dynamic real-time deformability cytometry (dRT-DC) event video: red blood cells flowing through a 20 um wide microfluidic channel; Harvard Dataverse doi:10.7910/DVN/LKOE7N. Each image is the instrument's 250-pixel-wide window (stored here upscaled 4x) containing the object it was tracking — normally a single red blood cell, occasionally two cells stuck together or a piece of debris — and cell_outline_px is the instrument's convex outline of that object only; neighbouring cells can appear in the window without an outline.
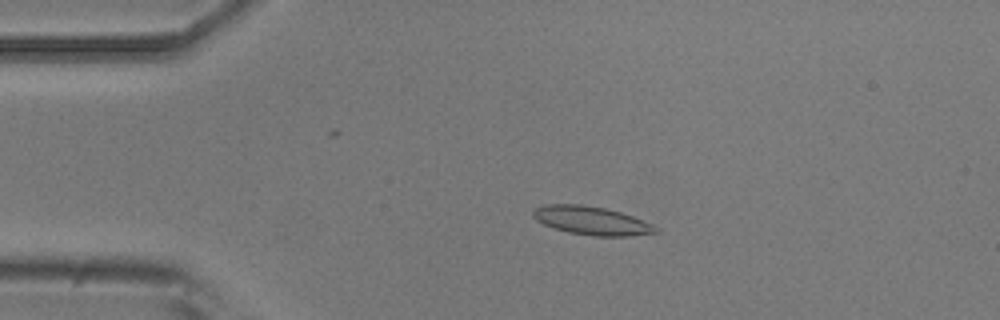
{"species": "common noctule bat (a hibernating species)", "species_latin": "Nyctalus noctula", "temperature_condition": "room temperature", "stored_images_in_passage": 38, "camera_frame_rate_fps": 3000, "um_per_image_px": 0.085, "animal": {"sex": "male", "body_mass_g": 20.5, "forearm_length_mm": 52.5}, "frame": {"image": 1, "passage_image": 10, "time_ms": 3.0, "image_size_px": [1000, 320], "cell_outline_px": [[660, 232], [628, 236], [592, 236], [568, 232], [544, 224], [536, 220], [532, 216], [532, 212], [536, 208], [544, 204], [580, 204], [604, 208], [620, 212], [632, 216], [652, 224], [660, 228]], "centroid_in_image_um": [50.3, 18.75], "position_along_channel_um": 34.7, "area_um2": 20.29}}
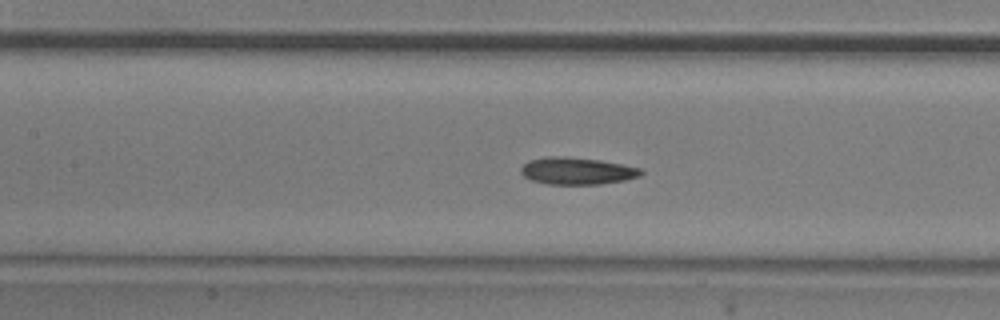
{"frame": {"image": 2, "passage_image": 23, "time_ms": 7.333, "image_size_px": [1000, 320], "cell_outline_px": [[644, 172], [640, 176], [624, 180], [600, 184], [548, 184], [532, 180], [524, 176], [520, 172], [520, 168], [528, 160], [548, 156], [564, 156], [600, 160], [640, 168]], "centroid_in_image_um": [49.02, 14.52], "position_along_channel_um": 158.4, "area_um2": 18.9}}
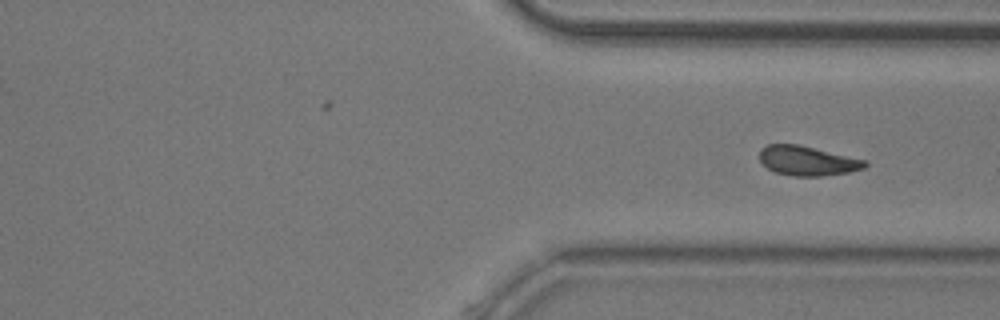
{"frame": {"image": 3, "passage_image": 38, "time_ms": 12.333, "image_size_px": [1000, 320], "cell_outline_px": [[868, 164], [864, 168], [848, 172], [820, 176], [792, 176], [776, 172], [768, 168], [760, 160], [760, 148], [768, 144], [796, 144], [868, 160]], "centroid_in_image_um": [68.64, 13.66], "position_along_channel_um": 342.8, "area_um2": 18.03}}